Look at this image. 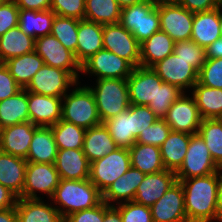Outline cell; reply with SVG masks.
Masks as SVG:
<instances>
[{
  "label": "cell",
  "instance_id": "9",
  "mask_svg": "<svg viewBox=\"0 0 222 222\" xmlns=\"http://www.w3.org/2000/svg\"><path fill=\"white\" fill-rule=\"evenodd\" d=\"M77 80L67 71L44 64L33 76L28 86V92L63 98L71 85Z\"/></svg>",
  "mask_w": 222,
  "mask_h": 222
},
{
  "label": "cell",
  "instance_id": "54",
  "mask_svg": "<svg viewBox=\"0 0 222 222\" xmlns=\"http://www.w3.org/2000/svg\"><path fill=\"white\" fill-rule=\"evenodd\" d=\"M17 200L18 197L13 192L0 184V210L14 207Z\"/></svg>",
  "mask_w": 222,
  "mask_h": 222
},
{
  "label": "cell",
  "instance_id": "37",
  "mask_svg": "<svg viewBox=\"0 0 222 222\" xmlns=\"http://www.w3.org/2000/svg\"><path fill=\"white\" fill-rule=\"evenodd\" d=\"M121 7L116 0H85L84 19L105 24H117L120 21Z\"/></svg>",
  "mask_w": 222,
  "mask_h": 222
},
{
  "label": "cell",
  "instance_id": "45",
  "mask_svg": "<svg viewBox=\"0 0 222 222\" xmlns=\"http://www.w3.org/2000/svg\"><path fill=\"white\" fill-rule=\"evenodd\" d=\"M158 120L157 116L148 106L131 104V124L132 137L136 141L142 131L154 124Z\"/></svg>",
  "mask_w": 222,
  "mask_h": 222
},
{
  "label": "cell",
  "instance_id": "44",
  "mask_svg": "<svg viewBox=\"0 0 222 222\" xmlns=\"http://www.w3.org/2000/svg\"><path fill=\"white\" fill-rule=\"evenodd\" d=\"M198 82L209 88L222 89V58H206L198 73Z\"/></svg>",
  "mask_w": 222,
  "mask_h": 222
},
{
  "label": "cell",
  "instance_id": "48",
  "mask_svg": "<svg viewBox=\"0 0 222 222\" xmlns=\"http://www.w3.org/2000/svg\"><path fill=\"white\" fill-rule=\"evenodd\" d=\"M50 9L61 17L84 19L85 0H51Z\"/></svg>",
  "mask_w": 222,
  "mask_h": 222
},
{
  "label": "cell",
  "instance_id": "20",
  "mask_svg": "<svg viewBox=\"0 0 222 222\" xmlns=\"http://www.w3.org/2000/svg\"><path fill=\"white\" fill-rule=\"evenodd\" d=\"M175 171L163 170L146 174L135 193L134 202L151 207L176 182Z\"/></svg>",
  "mask_w": 222,
  "mask_h": 222
},
{
  "label": "cell",
  "instance_id": "30",
  "mask_svg": "<svg viewBox=\"0 0 222 222\" xmlns=\"http://www.w3.org/2000/svg\"><path fill=\"white\" fill-rule=\"evenodd\" d=\"M35 38L23 32L19 26L0 36V62L34 51Z\"/></svg>",
  "mask_w": 222,
  "mask_h": 222
},
{
  "label": "cell",
  "instance_id": "58",
  "mask_svg": "<svg viewBox=\"0 0 222 222\" xmlns=\"http://www.w3.org/2000/svg\"><path fill=\"white\" fill-rule=\"evenodd\" d=\"M0 222H17L15 206L9 209L0 210Z\"/></svg>",
  "mask_w": 222,
  "mask_h": 222
},
{
  "label": "cell",
  "instance_id": "59",
  "mask_svg": "<svg viewBox=\"0 0 222 222\" xmlns=\"http://www.w3.org/2000/svg\"><path fill=\"white\" fill-rule=\"evenodd\" d=\"M116 1L118 2L121 8H124L126 6H131L148 0H116Z\"/></svg>",
  "mask_w": 222,
  "mask_h": 222
},
{
  "label": "cell",
  "instance_id": "32",
  "mask_svg": "<svg viewBox=\"0 0 222 222\" xmlns=\"http://www.w3.org/2000/svg\"><path fill=\"white\" fill-rule=\"evenodd\" d=\"M11 76L21 89H25L33 76L44 65L43 59L35 52L14 57L4 62Z\"/></svg>",
  "mask_w": 222,
  "mask_h": 222
},
{
  "label": "cell",
  "instance_id": "10",
  "mask_svg": "<svg viewBox=\"0 0 222 222\" xmlns=\"http://www.w3.org/2000/svg\"><path fill=\"white\" fill-rule=\"evenodd\" d=\"M160 30L167 33L174 42L191 39L194 13L176 2L158 3Z\"/></svg>",
  "mask_w": 222,
  "mask_h": 222
},
{
  "label": "cell",
  "instance_id": "21",
  "mask_svg": "<svg viewBox=\"0 0 222 222\" xmlns=\"http://www.w3.org/2000/svg\"><path fill=\"white\" fill-rule=\"evenodd\" d=\"M55 167L60 179H89L90 163L84 154L83 149L58 150Z\"/></svg>",
  "mask_w": 222,
  "mask_h": 222
},
{
  "label": "cell",
  "instance_id": "62",
  "mask_svg": "<svg viewBox=\"0 0 222 222\" xmlns=\"http://www.w3.org/2000/svg\"><path fill=\"white\" fill-rule=\"evenodd\" d=\"M4 0H0V7L4 4Z\"/></svg>",
  "mask_w": 222,
  "mask_h": 222
},
{
  "label": "cell",
  "instance_id": "19",
  "mask_svg": "<svg viewBox=\"0 0 222 222\" xmlns=\"http://www.w3.org/2000/svg\"><path fill=\"white\" fill-rule=\"evenodd\" d=\"M36 127L28 121L1 128L0 151L26 159Z\"/></svg>",
  "mask_w": 222,
  "mask_h": 222
},
{
  "label": "cell",
  "instance_id": "51",
  "mask_svg": "<svg viewBox=\"0 0 222 222\" xmlns=\"http://www.w3.org/2000/svg\"><path fill=\"white\" fill-rule=\"evenodd\" d=\"M64 222H103V201L93 208L70 214Z\"/></svg>",
  "mask_w": 222,
  "mask_h": 222
},
{
  "label": "cell",
  "instance_id": "4",
  "mask_svg": "<svg viewBox=\"0 0 222 222\" xmlns=\"http://www.w3.org/2000/svg\"><path fill=\"white\" fill-rule=\"evenodd\" d=\"M61 120L83 127L91 128L101 124L96 100L90 87H77L63 97Z\"/></svg>",
  "mask_w": 222,
  "mask_h": 222
},
{
  "label": "cell",
  "instance_id": "52",
  "mask_svg": "<svg viewBox=\"0 0 222 222\" xmlns=\"http://www.w3.org/2000/svg\"><path fill=\"white\" fill-rule=\"evenodd\" d=\"M176 3L192 13L209 11L222 6V0H177Z\"/></svg>",
  "mask_w": 222,
  "mask_h": 222
},
{
  "label": "cell",
  "instance_id": "38",
  "mask_svg": "<svg viewBox=\"0 0 222 222\" xmlns=\"http://www.w3.org/2000/svg\"><path fill=\"white\" fill-rule=\"evenodd\" d=\"M103 124L108 129L117 147L130 149L135 144L132 137L131 105L127 110L108 119Z\"/></svg>",
  "mask_w": 222,
  "mask_h": 222
},
{
  "label": "cell",
  "instance_id": "3",
  "mask_svg": "<svg viewBox=\"0 0 222 222\" xmlns=\"http://www.w3.org/2000/svg\"><path fill=\"white\" fill-rule=\"evenodd\" d=\"M93 92L101 122L119 115L129 108V92L126 79H97Z\"/></svg>",
  "mask_w": 222,
  "mask_h": 222
},
{
  "label": "cell",
  "instance_id": "22",
  "mask_svg": "<svg viewBox=\"0 0 222 222\" xmlns=\"http://www.w3.org/2000/svg\"><path fill=\"white\" fill-rule=\"evenodd\" d=\"M76 60L82 65L103 49V25L86 19L79 20Z\"/></svg>",
  "mask_w": 222,
  "mask_h": 222
},
{
  "label": "cell",
  "instance_id": "63",
  "mask_svg": "<svg viewBox=\"0 0 222 222\" xmlns=\"http://www.w3.org/2000/svg\"><path fill=\"white\" fill-rule=\"evenodd\" d=\"M5 2H15L16 0H4Z\"/></svg>",
  "mask_w": 222,
  "mask_h": 222
},
{
  "label": "cell",
  "instance_id": "35",
  "mask_svg": "<svg viewBox=\"0 0 222 222\" xmlns=\"http://www.w3.org/2000/svg\"><path fill=\"white\" fill-rule=\"evenodd\" d=\"M55 13L49 10H19L18 26L27 35L39 38L51 33Z\"/></svg>",
  "mask_w": 222,
  "mask_h": 222
},
{
  "label": "cell",
  "instance_id": "56",
  "mask_svg": "<svg viewBox=\"0 0 222 222\" xmlns=\"http://www.w3.org/2000/svg\"><path fill=\"white\" fill-rule=\"evenodd\" d=\"M206 58H222V37L215 40L208 47L205 48Z\"/></svg>",
  "mask_w": 222,
  "mask_h": 222
},
{
  "label": "cell",
  "instance_id": "61",
  "mask_svg": "<svg viewBox=\"0 0 222 222\" xmlns=\"http://www.w3.org/2000/svg\"><path fill=\"white\" fill-rule=\"evenodd\" d=\"M220 29L222 34V12L220 11Z\"/></svg>",
  "mask_w": 222,
  "mask_h": 222
},
{
  "label": "cell",
  "instance_id": "13",
  "mask_svg": "<svg viewBox=\"0 0 222 222\" xmlns=\"http://www.w3.org/2000/svg\"><path fill=\"white\" fill-rule=\"evenodd\" d=\"M60 181L55 164L27 162L25 185L19 198L40 199L36 191L52 198Z\"/></svg>",
  "mask_w": 222,
  "mask_h": 222
},
{
  "label": "cell",
  "instance_id": "49",
  "mask_svg": "<svg viewBox=\"0 0 222 222\" xmlns=\"http://www.w3.org/2000/svg\"><path fill=\"white\" fill-rule=\"evenodd\" d=\"M19 10L16 2H4L0 7V36L18 26Z\"/></svg>",
  "mask_w": 222,
  "mask_h": 222
},
{
  "label": "cell",
  "instance_id": "17",
  "mask_svg": "<svg viewBox=\"0 0 222 222\" xmlns=\"http://www.w3.org/2000/svg\"><path fill=\"white\" fill-rule=\"evenodd\" d=\"M153 222H188L184 191L180 181H176L151 207Z\"/></svg>",
  "mask_w": 222,
  "mask_h": 222
},
{
  "label": "cell",
  "instance_id": "8",
  "mask_svg": "<svg viewBox=\"0 0 222 222\" xmlns=\"http://www.w3.org/2000/svg\"><path fill=\"white\" fill-rule=\"evenodd\" d=\"M34 51L43 59L44 64L69 72L78 81L81 65L75 55L52 34L35 39Z\"/></svg>",
  "mask_w": 222,
  "mask_h": 222
},
{
  "label": "cell",
  "instance_id": "28",
  "mask_svg": "<svg viewBox=\"0 0 222 222\" xmlns=\"http://www.w3.org/2000/svg\"><path fill=\"white\" fill-rule=\"evenodd\" d=\"M108 129L103 123L86 129L83 142V152L89 163L103 158L117 149Z\"/></svg>",
  "mask_w": 222,
  "mask_h": 222
},
{
  "label": "cell",
  "instance_id": "23",
  "mask_svg": "<svg viewBox=\"0 0 222 222\" xmlns=\"http://www.w3.org/2000/svg\"><path fill=\"white\" fill-rule=\"evenodd\" d=\"M221 7L194 13L191 40L203 48L208 47L218 38L222 37L220 29Z\"/></svg>",
  "mask_w": 222,
  "mask_h": 222
},
{
  "label": "cell",
  "instance_id": "55",
  "mask_svg": "<svg viewBox=\"0 0 222 222\" xmlns=\"http://www.w3.org/2000/svg\"><path fill=\"white\" fill-rule=\"evenodd\" d=\"M103 222H122L120 211L114 205L103 202Z\"/></svg>",
  "mask_w": 222,
  "mask_h": 222
},
{
  "label": "cell",
  "instance_id": "27",
  "mask_svg": "<svg viewBox=\"0 0 222 222\" xmlns=\"http://www.w3.org/2000/svg\"><path fill=\"white\" fill-rule=\"evenodd\" d=\"M146 174L132 166L116 181H114L103 193L102 200L111 206L110 201H133L138 186Z\"/></svg>",
  "mask_w": 222,
  "mask_h": 222
},
{
  "label": "cell",
  "instance_id": "34",
  "mask_svg": "<svg viewBox=\"0 0 222 222\" xmlns=\"http://www.w3.org/2000/svg\"><path fill=\"white\" fill-rule=\"evenodd\" d=\"M129 150L131 166L144 174H152L165 170L160 147L135 143Z\"/></svg>",
  "mask_w": 222,
  "mask_h": 222
},
{
  "label": "cell",
  "instance_id": "24",
  "mask_svg": "<svg viewBox=\"0 0 222 222\" xmlns=\"http://www.w3.org/2000/svg\"><path fill=\"white\" fill-rule=\"evenodd\" d=\"M27 161L0 151V184L8 188L18 198L25 185Z\"/></svg>",
  "mask_w": 222,
  "mask_h": 222
},
{
  "label": "cell",
  "instance_id": "6",
  "mask_svg": "<svg viewBox=\"0 0 222 222\" xmlns=\"http://www.w3.org/2000/svg\"><path fill=\"white\" fill-rule=\"evenodd\" d=\"M131 167L127 148H117L103 158L90 163L89 180L103 193Z\"/></svg>",
  "mask_w": 222,
  "mask_h": 222
},
{
  "label": "cell",
  "instance_id": "25",
  "mask_svg": "<svg viewBox=\"0 0 222 222\" xmlns=\"http://www.w3.org/2000/svg\"><path fill=\"white\" fill-rule=\"evenodd\" d=\"M15 209L17 222H64L57 206L44 204L42 199L18 198Z\"/></svg>",
  "mask_w": 222,
  "mask_h": 222
},
{
  "label": "cell",
  "instance_id": "26",
  "mask_svg": "<svg viewBox=\"0 0 222 222\" xmlns=\"http://www.w3.org/2000/svg\"><path fill=\"white\" fill-rule=\"evenodd\" d=\"M58 147L51 127L37 126L29 147L27 162L55 164Z\"/></svg>",
  "mask_w": 222,
  "mask_h": 222
},
{
  "label": "cell",
  "instance_id": "36",
  "mask_svg": "<svg viewBox=\"0 0 222 222\" xmlns=\"http://www.w3.org/2000/svg\"><path fill=\"white\" fill-rule=\"evenodd\" d=\"M28 99L27 91L21 89L14 96L0 101V127L28 122Z\"/></svg>",
  "mask_w": 222,
  "mask_h": 222
},
{
  "label": "cell",
  "instance_id": "11",
  "mask_svg": "<svg viewBox=\"0 0 222 222\" xmlns=\"http://www.w3.org/2000/svg\"><path fill=\"white\" fill-rule=\"evenodd\" d=\"M103 49L127 60L134 68L140 66V43L120 23L103 25Z\"/></svg>",
  "mask_w": 222,
  "mask_h": 222
},
{
  "label": "cell",
  "instance_id": "43",
  "mask_svg": "<svg viewBox=\"0 0 222 222\" xmlns=\"http://www.w3.org/2000/svg\"><path fill=\"white\" fill-rule=\"evenodd\" d=\"M173 53L189 62L198 73L206 60L205 48L191 39L174 43Z\"/></svg>",
  "mask_w": 222,
  "mask_h": 222
},
{
  "label": "cell",
  "instance_id": "50",
  "mask_svg": "<svg viewBox=\"0 0 222 222\" xmlns=\"http://www.w3.org/2000/svg\"><path fill=\"white\" fill-rule=\"evenodd\" d=\"M21 90L8 68L0 62V101L14 96Z\"/></svg>",
  "mask_w": 222,
  "mask_h": 222
},
{
  "label": "cell",
  "instance_id": "60",
  "mask_svg": "<svg viewBox=\"0 0 222 222\" xmlns=\"http://www.w3.org/2000/svg\"><path fill=\"white\" fill-rule=\"evenodd\" d=\"M154 3H170V2H176L177 0H152Z\"/></svg>",
  "mask_w": 222,
  "mask_h": 222
},
{
  "label": "cell",
  "instance_id": "41",
  "mask_svg": "<svg viewBox=\"0 0 222 222\" xmlns=\"http://www.w3.org/2000/svg\"><path fill=\"white\" fill-rule=\"evenodd\" d=\"M78 23V19L55 15L50 33L55 36L66 49L73 52L75 58L78 40Z\"/></svg>",
  "mask_w": 222,
  "mask_h": 222
},
{
  "label": "cell",
  "instance_id": "18",
  "mask_svg": "<svg viewBox=\"0 0 222 222\" xmlns=\"http://www.w3.org/2000/svg\"><path fill=\"white\" fill-rule=\"evenodd\" d=\"M29 121L36 126L50 127L61 119L62 99L27 91Z\"/></svg>",
  "mask_w": 222,
  "mask_h": 222
},
{
  "label": "cell",
  "instance_id": "39",
  "mask_svg": "<svg viewBox=\"0 0 222 222\" xmlns=\"http://www.w3.org/2000/svg\"><path fill=\"white\" fill-rule=\"evenodd\" d=\"M215 164L222 168V119H202L198 130Z\"/></svg>",
  "mask_w": 222,
  "mask_h": 222
},
{
  "label": "cell",
  "instance_id": "40",
  "mask_svg": "<svg viewBox=\"0 0 222 222\" xmlns=\"http://www.w3.org/2000/svg\"><path fill=\"white\" fill-rule=\"evenodd\" d=\"M50 127L58 150L83 149L85 128L61 119Z\"/></svg>",
  "mask_w": 222,
  "mask_h": 222
},
{
  "label": "cell",
  "instance_id": "5",
  "mask_svg": "<svg viewBox=\"0 0 222 222\" xmlns=\"http://www.w3.org/2000/svg\"><path fill=\"white\" fill-rule=\"evenodd\" d=\"M119 23L131 32L139 43L160 31L158 4L152 0L121 8Z\"/></svg>",
  "mask_w": 222,
  "mask_h": 222
},
{
  "label": "cell",
  "instance_id": "53",
  "mask_svg": "<svg viewBox=\"0 0 222 222\" xmlns=\"http://www.w3.org/2000/svg\"><path fill=\"white\" fill-rule=\"evenodd\" d=\"M17 7L22 10H49L51 0H16Z\"/></svg>",
  "mask_w": 222,
  "mask_h": 222
},
{
  "label": "cell",
  "instance_id": "2",
  "mask_svg": "<svg viewBox=\"0 0 222 222\" xmlns=\"http://www.w3.org/2000/svg\"><path fill=\"white\" fill-rule=\"evenodd\" d=\"M51 199L66 208H57L63 219L72 213L93 208L103 201L102 193L89 179H60Z\"/></svg>",
  "mask_w": 222,
  "mask_h": 222
},
{
  "label": "cell",
  "instance_id": "15",
  "mask_svg": "<svg viewBox=\"0 0 222 222\" xmlns=\"http://www.w3.org/2000/svg\"><path fill=\"white\" fill-rule=\"evenodd\" d=\"M163 119L171 131L190 135L198 133L202 120L194 97H186L184 93L173 102Z\"/></svg>",
  "mask_w": 222,
  "mask_h": 222
},
{
  "label": "cell",
  "instance_id": "31",
  "mask_svg": "<svg viewBox=\"0 0 222 222\" xmlns=\"http://www.w3.org/2000/svg\"><path fill=\"white\" fill-rule=\"evenodd\" d=\"M189 141L190 134L175 131L169 133L167 139L160 146L165 169L176 172L180 168L188 151Z\"/></svg>",
  "mask_w": 222,
  "mask_h": 222
},
{
  "label": "cell",
  "instance_id": "12",
  "mask_svg": "<svg viewBox=\"0 0 222 222\" xmlns=\"http://www.w3.org/2000/svg\"><path fill=\"white\" fill-rule=\"evenodd\" d=\"M134 67L111 51L102 49L81 65V72L95 74L97 79H127Z\"/></svg>",
  "mask_w": 222,
  "mask_h": 222
},
{
  "label": "cell",
  "instance_id": "57",
  "mask_svg": "<svg viewBox=\"0 0 222 222\" xmlns=\"http://www.w3.org/2000/svg\"><path fill=\"white\" fill-rule=\"evenodd\" d=\"M217 220L222 221V174L218 171V187H217Z\"/></svg>",
  "mask_w": 222,
  "mask_h": 222
},
{
  "label": "cell",
  "instance_id": "7",
  "mask_svg": "<svg viewBox=\"0 0 222 222\" xmlns=\"http://www.w3.org/2000/svg\"><path fill=\"white\" fill-rule=\"evenodd\" d=\"M212 159L204 140L199 134L190 135L188 151L183 164L175 172L176 180L205 176L221 171Z\"/></svg>",
  "mask_w": 222,
  "mask_h": 222
},
{
  "label": "cell",
  "instance_id": "42",
  "mask_svg": "<svg viewBox=\"0 0 222 222\" xmlns=\"http://www.w3.org/2000/svg\"><path fill=\"white\" fill-rule=\"evenodd\" d=\"M183 93L177 86L163 82L161 86H157L156 101L150 102L148 107L158 119H163L173 102Z\"/></svg>",
  "mask_w": 222,
  "mask_h": 222
},
{
  "label": "cell",
  "instance_id": "47",
  "mask_svg": "<svg viewBox=\"0 0 222 222\" xmlns=\"http://www.w3.org/2000/svg\"><path fill=\"white\" fill-rule=\"evenodd\" d=\"M121 202L116 208L120 211L122 222H153L150 207L134 201Z\"/></svg>",
  "mask_w": 222,
  "mask_h": 222
},
{
  "label": "cell",
  "instance_id": "1",
  "mask_svg": "<svg viewBox=\"0 0 222 222\" xmlns=\"http://www.w3.org/2000/svg\"><path fill=\"white\" fill-rule=\"evenodd\" d=\"M180 181L184 191L185 211L188 222L217 220L218 171Z\"/></svg>",
  "mask_w": 222,
  "mask_h": 222
},
{
  "label": "cell",
  "instance_id": "16",
  "mask_svg": "<svg viewBox=\"0 0 222 222\" xmlns=\"http://www.w3.org/2000/svg\"><path fill=\"white\" fill-rule=\"evenodd\" d=\"M130 104L148 106L156 101L157 86L163 81L151 68L135 67L126 79Z\"/></svg>",
  "mask_w": 222,
  "mask_h": 222
},
{
  "label": "cell",
  "instance_id": "33",
  "mask_svg": "<svg viewBox=\"0 0 222 222\" xmlns=\"http://www.w3.org/2000/svg\"><path fill=\"white\" fill-rule=\"evenodd\" d=\"M192 95L202 119H222V89L209 88L197 82Z\"/></svg>",
  "mask_w": 222,
  "mask_h": 222
},
{
  "label": "cell",
  "instance_id": "46",
  "mask_svg": "<svg viewBox=\"0 0 222 222\" xmlns=\"http://www.w3.org/2000/svg\"><path fill=\"white\" fill-rule=\"evenodd\" d=\"M171 132L170 126L164 119H158L154 124L142 131L135 143L160 147Z\"/></svg>",
  "mask_w": 222,
  "mask_h": 222
},
{
  "label": "cell",
  "instance_id": "29",
  "mask_svg": "<svg viewBox=\"0 0 222 222\" xmlns=\"http://www.w3.org/2000/svg\"><path fill=\"white\" fill-rule=\"evenodd\" d=\"M174 40L165 32H155L140 43V66L151 68L158 61L173 53Z\"/></svg>",
  "mask_w": 222,
  "mask_h": 222
},
{
  "label": "cell",
  "instance_id": "14",
  "mask_svg": "<svg viewBox=\"0 0 222 222\" xmlns=\"http://www.w3.org/2000/svg\"><path fill=\"white\" fill-rule=\"evenodd\" d=\"M151 69L158 74L163 82L173 84L182 91L185 88H193L198 82V72L189 62L180 58L175 53L158 61Z\"/></svg>",
  "mask_w": 222,
  "mask_h": 222
}]
</instances>
